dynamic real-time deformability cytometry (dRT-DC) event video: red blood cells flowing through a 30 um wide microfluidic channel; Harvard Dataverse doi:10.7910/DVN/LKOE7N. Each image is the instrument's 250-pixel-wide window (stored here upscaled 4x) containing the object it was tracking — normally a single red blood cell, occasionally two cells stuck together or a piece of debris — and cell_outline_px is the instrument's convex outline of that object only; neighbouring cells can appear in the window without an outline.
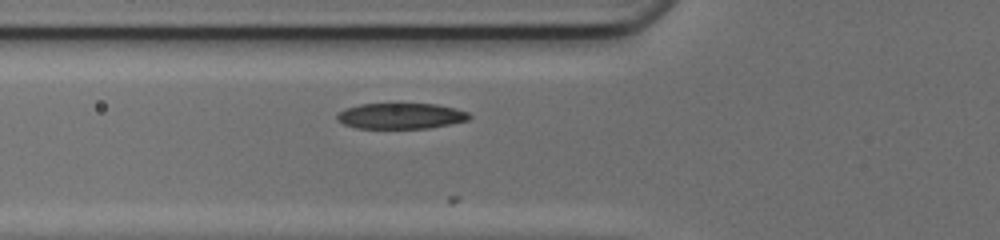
{"species": "common noctule bat (a hibernating species)", "species_latin": "Nyctalus noctula", "temperature_condition": "cold", "stored_images_in_passage": 9, "camera_frame_rate_fps": 3000, "um_per_image_px": 0.085, "animal": {"sex": "female", "body_mass_g": 17.0, "forearm_length_mm": 48.0}, "frame": {"image": 1, "passage_image": 4, "time_ms": 1.0, "image_size_px": [1000, 240], "cell_outline_px": [[472, 116], [468, 120], [428, 128], [356, 128], [344, 124], [336, 120], [336, 112], [344, 108], [360, 104], [400, 100], [436, 104], [468, 112]], "centroid_in_image_um": [33.99, 9.79], "position_along_channel_um": 91.8, "area_um2": 20.92}}
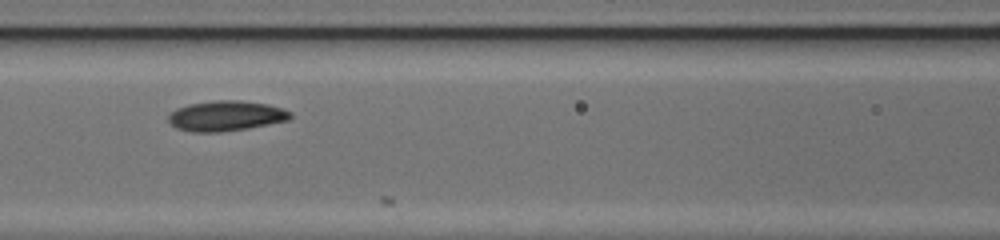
{"frame": {"image": 2, "passage_image": 8, "time_ms": 2.333, "image_size_px": [1000, 240], "cell_outline_px": [[292, 116], [288, 120], [248, 128], [220, 132], [192, 132], [176, 128], [168, 120], [168, 116], [176, 108], [188, 104], [216, 100], [240, 100], [268, 104], [284, 108], [292, 112]], "centroid_in_image_um": [19.22, 9.84], "position_along_channel_um": 147.4, "area_um2": 21.56}}